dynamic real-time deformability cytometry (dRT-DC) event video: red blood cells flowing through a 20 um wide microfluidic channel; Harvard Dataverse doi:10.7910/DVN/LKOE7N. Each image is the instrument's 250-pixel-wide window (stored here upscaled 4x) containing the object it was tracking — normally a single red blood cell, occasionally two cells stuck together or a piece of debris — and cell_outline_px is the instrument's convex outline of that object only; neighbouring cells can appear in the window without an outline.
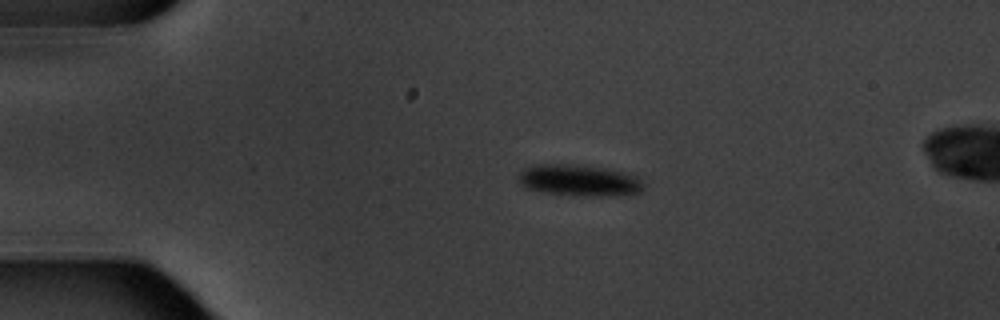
{"species": "common noctule bat (a hibernating species)", "species_latin": "Nyctalus noctula", "temperature_condition": "warm", "stored_images_in_passage": 5, "camera_frame_rate_fps": 3000, "um_per_image_px": 0.085, "animal": {"sex": "male", "body_mass_g": 20.1, "forearm_length_mm": 53.5}, "frame": {"image": 1, "passage_image": 3, "time_ms": 2.333, "image_size_px": [1000, 320], "cell_outline_px": [[644, 188], [640, 192], [620, 196], [580, 196], [540, 192], [528, 188], [520, 184], [520, 172], [524, 168], [540, 164], [568, 164], [604, 168], [624, 172], [636, 176], [644, 184]], "centroid_in_image_um": [49.26, 15.35], "position_along_channel_um": 35.7, "area_um2": 22.95}}